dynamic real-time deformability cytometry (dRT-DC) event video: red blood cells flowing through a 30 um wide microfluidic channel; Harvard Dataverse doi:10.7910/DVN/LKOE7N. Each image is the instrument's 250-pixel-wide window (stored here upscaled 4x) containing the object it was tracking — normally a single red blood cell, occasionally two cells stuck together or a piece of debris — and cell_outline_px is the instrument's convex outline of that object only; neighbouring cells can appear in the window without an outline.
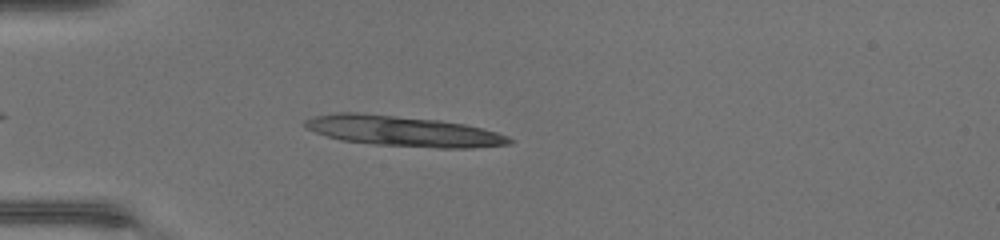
{"species": "common noctule bat (a hibernating species)", "species_latin": "Nyctalus noctula", "temperature_condition": "warm", "stored_images_in_passage": 39, "segment_of_instrument_passage": [1, 2], "camera_frame_rate_fps": 3000, "um_per_image_px": 0.085, "animal": {"sex": "female", "body_mass_g": 17.0, "forearm_length_mm": 48.0}, "frame": {"image": 1, "passage_image": 5, "time_ms": 1.333, "image_size_px": [1000, 240], "cell_outline_px": [[512, 140], [508, 144], [468, 148], [440, 148], [376, 144], [344, 140], [328, 136], [304, 128], [304, 120], [316, 116], [340, 112], [356, 112], [436, 120], [464, 124], [496, 132], [508, 136]], "centroid_in_image_um": [34.24, 11.14], "position_along_channel_um": 50.8, "area_um2": 35.55}}